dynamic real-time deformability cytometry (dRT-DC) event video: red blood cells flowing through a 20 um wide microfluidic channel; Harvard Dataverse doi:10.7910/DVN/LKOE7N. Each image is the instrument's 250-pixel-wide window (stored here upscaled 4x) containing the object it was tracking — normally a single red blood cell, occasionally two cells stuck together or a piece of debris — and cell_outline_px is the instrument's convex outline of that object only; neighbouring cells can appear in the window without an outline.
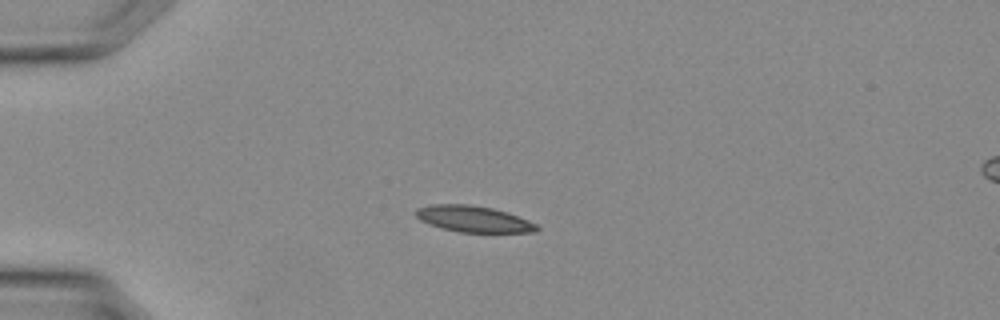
{"species": "Egyptian fruit bat (a non-hibernating species)", "species_latin": "Rousettus aegyptiacus", "temperature_condition": "warm", "stored_images_in_passage": 27, "camera_frame_rate_fps": 3000, "um_per_image_px": 0.085, "animal": {"sex": "female"}, "frame": {"image": 1, "passage_image": 1, "time_ms": 0.0, "image_size_px": [1000, 320], "cell_outline_px": [[540, 228], [536, 232], [460, 232], [440, 228], [428, 224], [420, 220], [416, 216], [416, 208], [428, 204], [468, 204], [492, 208], [508, 212], [528, 220], [536, 224]], "centroid_in_image_um": [40.22, 18.61], "position_along_channel_um": 44.8, "area_um2": 18.61}}
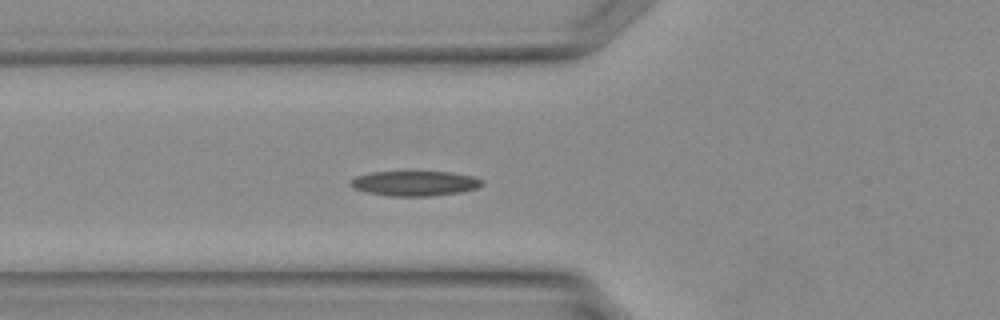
{"frame": {"image": 2, "passage_image": 5, "time_ms": 1.333, "image_size_px": [1000, 320], "cell_outline_px": [[484, 184], [476, 188], [460, 192], [428, 196], [388, 196], [368, 192], [356, 188], [348, 184], [356, 176], [372, 172], [452, 172], [476, 176], [484, 180]], "centroid_in_image_um": [35.32, 15.58], "position_along_channel_um": 90.5, "area_um2": 19.07}}
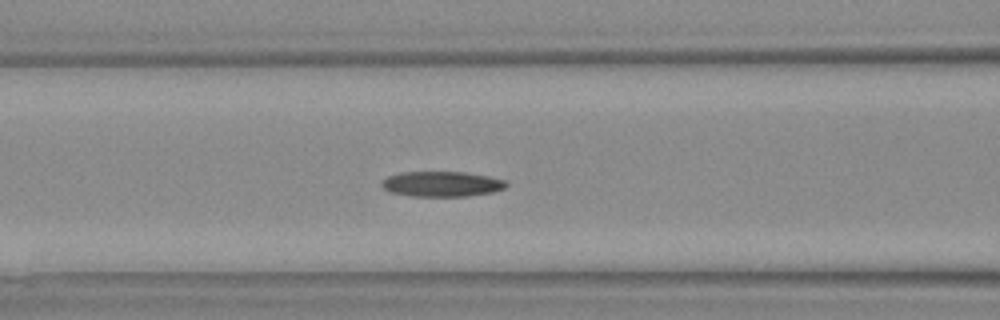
{"frame": {"image": 3, "passage_image": 7, "time_ms": 2.0, "image_size_px": [1000, 320], "cell_outline_px": [[508, 184], [504, 188], [492, 192], [468, 196], [412, 196], [392, 192], [384, 188], [380, 184], [380, 180], [388, 176], [404, 172], [464, 172], [488, 176], [504, 180]], "centroid_in_image_um": [37.53, 15.63], "position_along_channel_um": 129.1, "area_um2": 18.21}}